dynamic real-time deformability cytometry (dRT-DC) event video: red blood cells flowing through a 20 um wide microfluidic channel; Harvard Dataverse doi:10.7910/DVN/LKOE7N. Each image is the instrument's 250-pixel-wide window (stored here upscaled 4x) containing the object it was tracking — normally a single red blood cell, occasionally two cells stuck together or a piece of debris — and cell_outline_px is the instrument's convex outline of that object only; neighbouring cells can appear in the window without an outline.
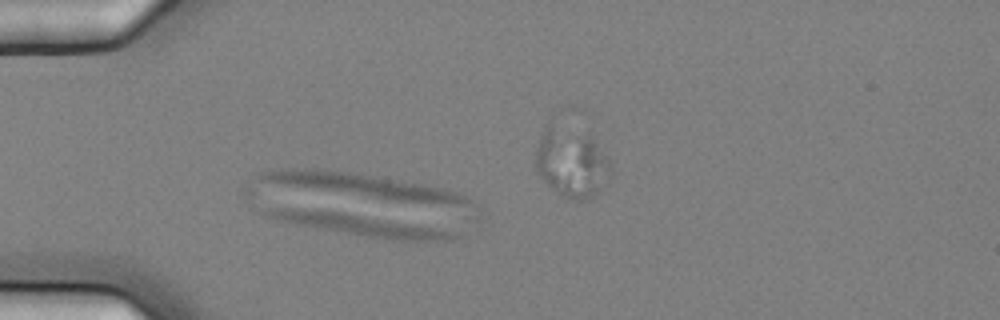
{"species": "common noctule bat (a hibernating species)", "species_latin": "Nyctalus noctula", "temperature_condition": "cold", "stored_images_in_passage": 2, "segment_of_instrument_passage": [1, 2], "camera_frame_rate_fps": 3000, "um_per_image_px": 0.085, "animal": {"sex": "female", "body_mass_g": 25.1}, "frame": {"image": 1, "passage_image": 1, "time_ms": 0.0, "image_size_px": [1000, 320], "cell_outline_px": [[460, 236], [448, 240], [396, 240], [364, 236], [276, 220], [264, 216], [260, 212], [268, 208], [296, 208], [344, 212], [460, 228]], "centroid_in_image_um": [30.89, 19.09], "position_along_channel_um": 54.1, "area_um2": 24.45}}